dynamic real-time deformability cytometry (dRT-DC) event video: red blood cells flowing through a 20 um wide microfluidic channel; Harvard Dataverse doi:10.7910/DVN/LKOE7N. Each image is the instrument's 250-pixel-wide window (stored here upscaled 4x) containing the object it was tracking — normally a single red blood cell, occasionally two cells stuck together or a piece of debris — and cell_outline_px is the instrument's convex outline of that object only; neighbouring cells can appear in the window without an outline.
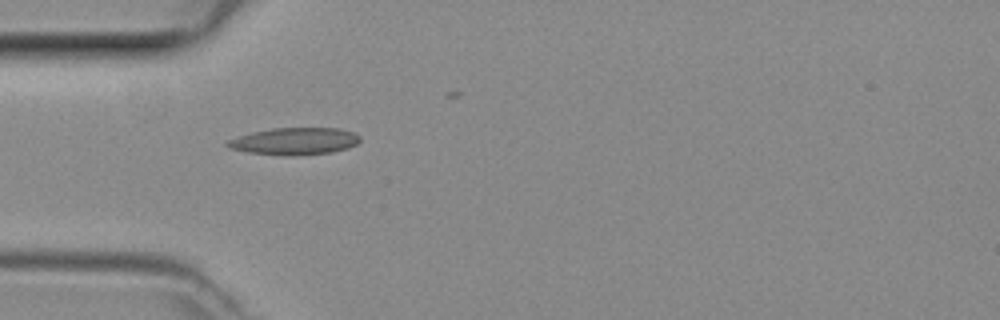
{"species": "common noctule bat (a hibernating species)", "species_latin": "Nyctalus noctula", "temperature_condition": "room temperature", "stored_images_in_passage": 19, "camera_frame_rate_fps": 3000, "um_per_image_px": 0.085, "animal": {"sex": "female", "body_mass_g": 29.2, "forearm_length_mm": 56.3}, "frame": {"image": 1, "passage_image": 1, "time_ms": 0.0, "image_size_px": [1000, 320], "cell_outline_px": [[360, 140], [356, 144], [348, 148], [332, 152], [248, 152], [228, 148], [224, 144], [228, 140], [252, 132], [272, 128], [340, 128], [356, 132], [360, 136]], "centroid_in_image_um": [25.09, 11.93], "position_along_channel_um": 59.9, "area_um2": 19.77}}
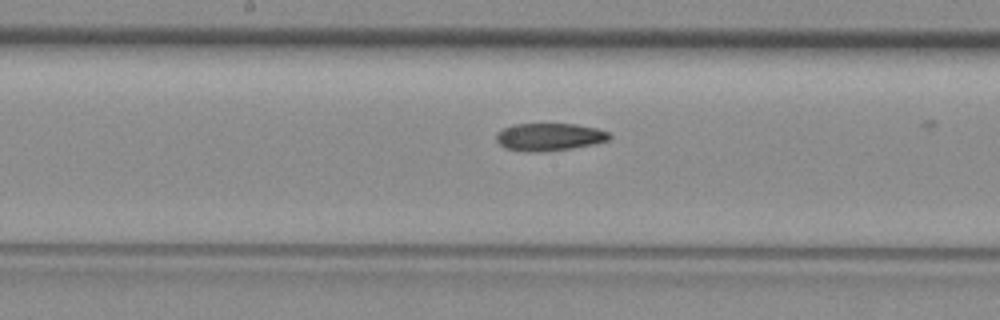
{"frame": {"image": 2, "passage_image": 11, "time_ms": 3.333, "image_size_px": [1000, 320], "cell_outline_px": [[612, 136], [608, 140], [592, 144], [572, 148], [536, 152], [528, 152], [504, 148], [496, 140], [496, 132], [512, 124], [576, 124], [596, 128], [608, 132]], "centroid_in_image_um": [46.66, 11.63], "position_along_channel_um": 201.5, "area_um2": 18.15}}
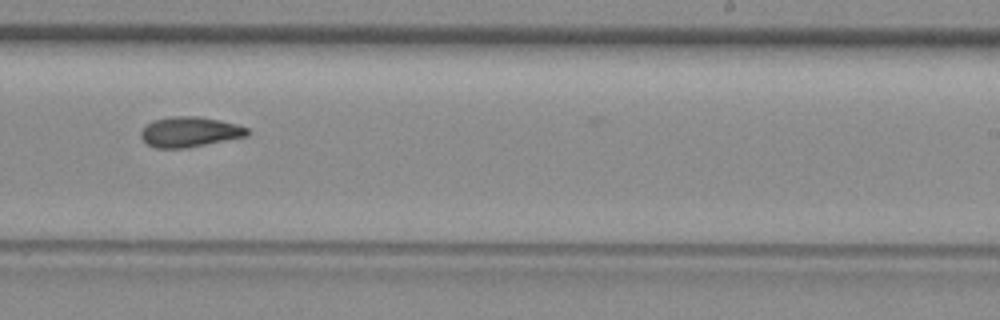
{"frame": {"image": 3, "passage_image": 16, "time_ms": 5.0, "image_size_px": [1000, 320], "cell_outline_px": [[248, 136], [184, 148], [156, 148], [148, 144], [140, 136], [140, 132], [152, 120], [172, 116], [196, 116], [220, 120], [236, 124], [248, 128]], "centroid_in_image_um": [16.12, 11.2], "position_along_channel_um": 272.9, "area_um2": 18.55}}